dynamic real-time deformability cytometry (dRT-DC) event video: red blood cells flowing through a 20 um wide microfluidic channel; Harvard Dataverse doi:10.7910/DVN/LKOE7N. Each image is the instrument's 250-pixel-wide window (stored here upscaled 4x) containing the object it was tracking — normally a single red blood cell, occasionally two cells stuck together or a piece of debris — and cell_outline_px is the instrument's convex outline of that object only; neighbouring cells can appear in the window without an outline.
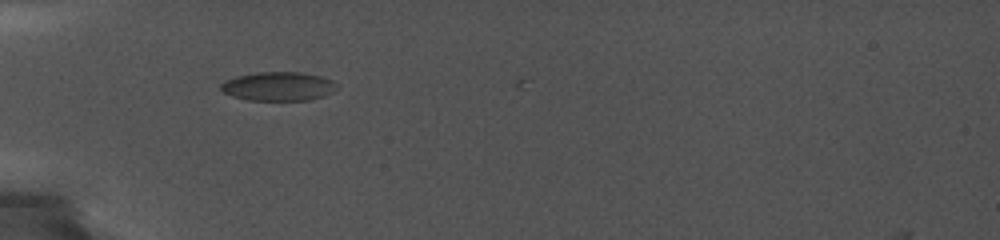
{"species": "common noctule bat (a hibernating species)", "species_latin": "Nyctalus noctula", "temperature_condition": "cold", "stored_images_in_passage": 9, "camera_frame_rate_fps": 5000, "um_per_image_px": 0.085, "animal": {"sex": "female", "body_mass_g": 19.0, "forearm_length_mm": 56.7}, "frame": {"image": 1, "passage_image": 8, "time_ms": 5.0, "image_size_px": [1000, 240], "cell_outline_px": [[336, 84], [320, 96], [308, 100], [248, 100], [232, 96], [224, 92], [220, 88], [220, 84], [224, 80], [236, 76], [256, 72], [304, 72], [320, 76], [332, 80]], "centroid_in_image_um": [23.53, 7.32], "position_along_channel_um": 61.5, "area_um2": 19.13}}